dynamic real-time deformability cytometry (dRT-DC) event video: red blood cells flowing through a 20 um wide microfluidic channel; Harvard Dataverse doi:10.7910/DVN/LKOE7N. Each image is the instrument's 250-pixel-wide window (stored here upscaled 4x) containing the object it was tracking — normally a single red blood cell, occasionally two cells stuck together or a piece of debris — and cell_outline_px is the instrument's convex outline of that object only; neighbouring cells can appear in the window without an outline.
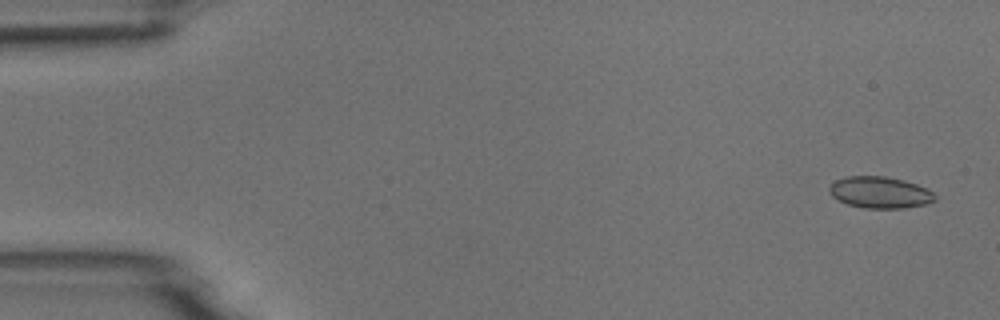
{"species": "common noctule bat (a hibernating species)", "species_latin": "Nyctalus noctula", "temperature_condition": "room temperature", "stored_images_in_passage": 4, "camera_frame_rate_fps": 3000, "um_per_image_px": 0.085, "animal": {"sex": "male", "body_mass_g": 18.8}, "frame": {"image": 1, "passage_image": 1, "time_ms": 0.0, "image_size_px": [1000, 320], "cell_outline_px": [[936, 200], [928, 204], [904, 208], [864, 208], [848, 204], [832, 196], [828, 192], [828, 188], [836, 180], [848, 176], [884, 176], [904, 180], [916, 184], [932, 192], [936, 196]], "centroid_in_image_um": [74.8, 16.36], "position_along_channel_um": 10.2, "area_um2": 19.36}}
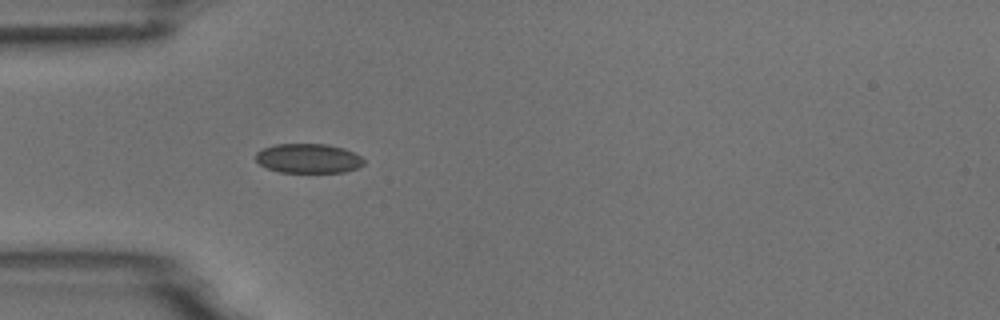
{"frame": {"image": 2, "passage_image": 4, "time_ms": 1.0, "image_size_px": [1000, 320], "cell_outline_px": [[364, 164], [356, 168], [344, 172], [280, 172], [268, 168], [260, 164], [256, 160], [256, 152], [264, 148], [276, 144], [328, 144], [344, 148], [360, 156], [364, 160]], "centroid_in_image_um": [26.21, 13.46], "position_along_channel_um": 58.8, "area_um2": 18.44}}